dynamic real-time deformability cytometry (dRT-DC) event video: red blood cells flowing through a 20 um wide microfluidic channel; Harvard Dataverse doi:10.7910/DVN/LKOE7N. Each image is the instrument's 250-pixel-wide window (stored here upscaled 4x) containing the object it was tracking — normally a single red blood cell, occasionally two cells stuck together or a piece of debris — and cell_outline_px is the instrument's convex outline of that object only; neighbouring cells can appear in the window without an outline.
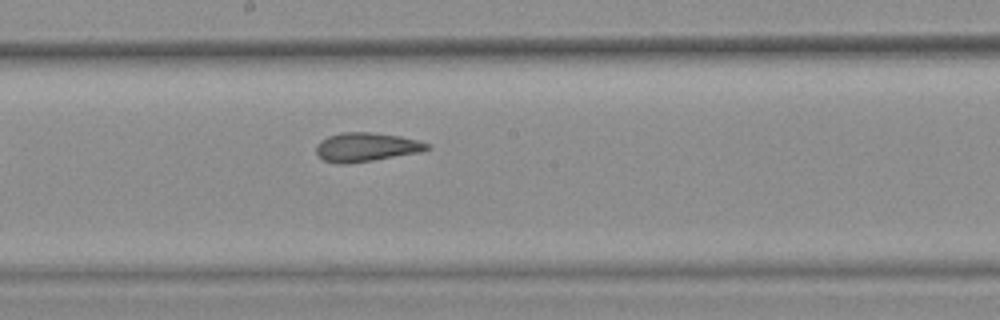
{"species": "common noctule bat (a hibernating species)", "species_latin": "Nyctalus noctula", "temperature_condition": "warm", "stored_images_in_passage": 5, "camera_frame_rate_fps": 3000, "um_per_image_px": 0.085, "animal": {"sex": "female", "body_mass_g": 25.1}, "frame": {"image": 1, "passage_image": 5, "time_ms": 1.333, "image_size_px": [1000, 320], "cell_outline_px": [[432, 148], [420, 152], [372, 160], [344, 164], [336, 164], [324, 160], [316, 156], [316, 144], [320, 140], [328, 136], [344, 132], [372, 132], [400, 136], [420, 140], [428, 144]], "centroid_in_image_um": [31.1, 12.5], "position_along_channel_um": 217.1, "area_um2": 18.79}}